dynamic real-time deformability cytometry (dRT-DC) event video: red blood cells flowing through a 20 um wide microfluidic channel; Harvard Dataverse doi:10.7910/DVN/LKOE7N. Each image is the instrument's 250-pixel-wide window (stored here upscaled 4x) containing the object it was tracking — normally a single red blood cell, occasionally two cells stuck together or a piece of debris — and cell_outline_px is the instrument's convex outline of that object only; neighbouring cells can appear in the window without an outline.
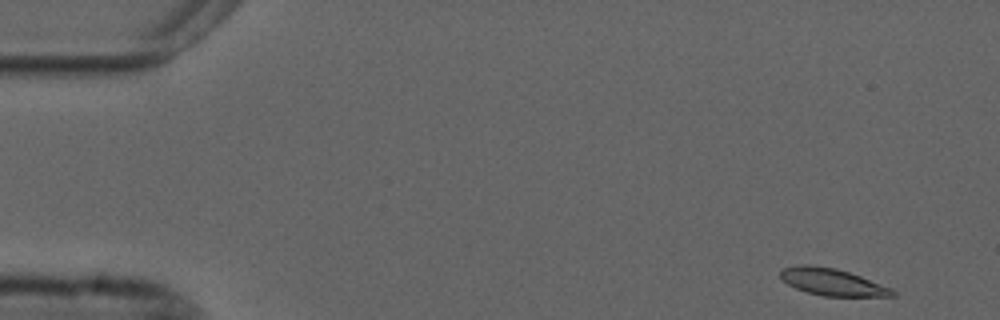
{"species": "common noctule bat (a hibernating species)", "species_latin": "Nyctalus noctula", "temperature_condition": "cold", "stored_images_in_passage": 53, "camera_frame_rate_fps": 3000, "um_per_image_px": 0.085, "animal": {"sex": "male", "forearm_length_mm": 52.5}, "frame": {"image": 1, "passage_image": 1, "time_ms": 0.0, "image_size_px": [1000, 320], "cell_outline_px": [[896, 296], [824, 296], [808, 292], [796, 288], [788, 284], [780, 276], [780, 272], [784, 268], [804, 264], [808, 264], [836, 268], [860, 276], [892, 288], [896, 292]], "centroid_in_image_um": [70.77, 23.97], "position_along_channel_um": 14.2, "area_um2": 17.4}}
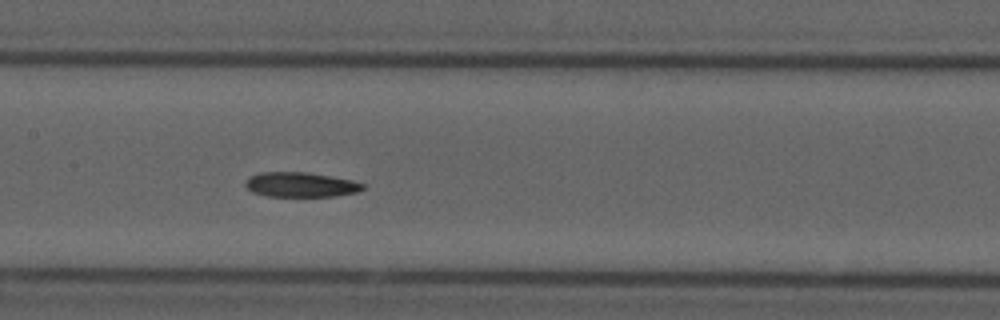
{"frame": {"image": 2, "passage_image": 24, "time_ms": 7.667, "image_size_px": [1000, 320], "cell_outline_px": [[364, 188], [356, 192], [336, 196], [268, 196], [252, 192], [244, 184], [244, 180], [248, 176], [260, 172], [308, 172], [352, 180], [364, 184]], "centroid_in_image_um": [25.51, 15.69], "position_along_channel_um": 181.9, "area_um2": 16.99}}
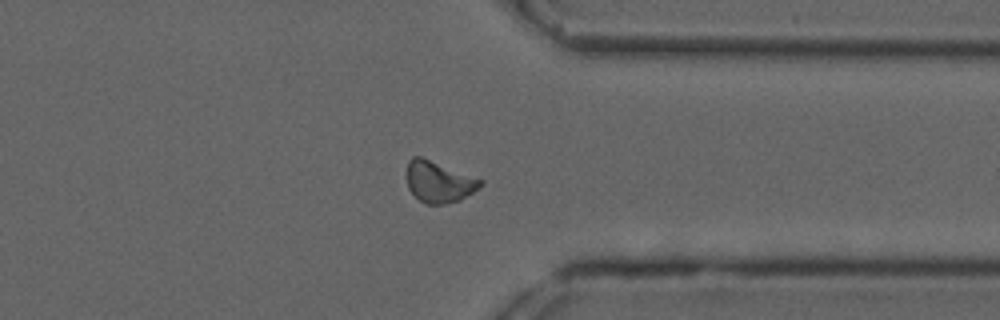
{"frame": {"image": 3, "passage_image": 40, "time_ms": 13.0, "image_size_px": [1000, 320], "cell_outline_px": [[484, 184], [480, 188], [460, 200], [444, 204], [424, 204], [408, 188], [408, 160], [412, 156], [420, 156], [484, 180]], "centroid_in_image_um": [37.34, 15.46], "position_along_channel_um": 374.1, "area_um2": 17.63}, "authors_computed_cell_mechanics": {"area_um2": 17.5712, "velocity_mm_per_s": 3.6839, "shape_relaxation_time_tau1_ms": null, "shape_relaxation_time_tau2_ms": 10.406, "deformation_change_tau1": null, "deformation_change_tau2": 0.1604}}